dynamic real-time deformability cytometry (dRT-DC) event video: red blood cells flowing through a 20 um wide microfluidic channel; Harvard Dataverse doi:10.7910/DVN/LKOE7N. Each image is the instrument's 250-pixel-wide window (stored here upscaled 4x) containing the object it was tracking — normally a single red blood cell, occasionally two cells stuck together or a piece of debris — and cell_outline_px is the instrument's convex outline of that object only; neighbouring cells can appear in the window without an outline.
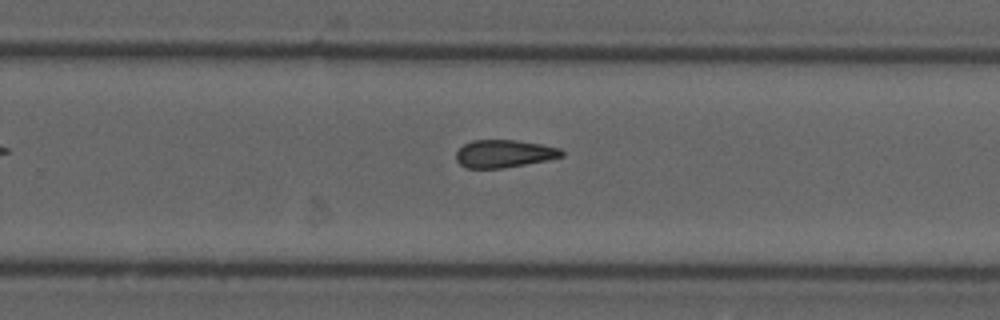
{"species": "common noctule bat (a hibernating species)", "species_latin": "Nyctalus noctula", "temperature_condition": "cold", "stored_images_in_passage": 11, "segment_of_instrument_passage": [1, 2], "camera_frame_rate_fps": 3000, "um_per_image_px": 0.085, "animal": {"sex": "male", "forearm_length_mm": 52.5}, "frame": {"image": 1, "passage_image": 10, "time_ms": 12.0, "image_size_px": [1000, 320], "cell_outline_px": [[564, 156], [548, 160], [504, 168], [468, 168], [460, 164], [456, 160], [456, 152], [464, 144], [472, 140], [516, 140], [540, 144], [560, 148], [564, 152]], "centroid_in_image_um": [42.86, 13.06], "position_along_channel_um": 286.9, "area_um2": 17.05}}